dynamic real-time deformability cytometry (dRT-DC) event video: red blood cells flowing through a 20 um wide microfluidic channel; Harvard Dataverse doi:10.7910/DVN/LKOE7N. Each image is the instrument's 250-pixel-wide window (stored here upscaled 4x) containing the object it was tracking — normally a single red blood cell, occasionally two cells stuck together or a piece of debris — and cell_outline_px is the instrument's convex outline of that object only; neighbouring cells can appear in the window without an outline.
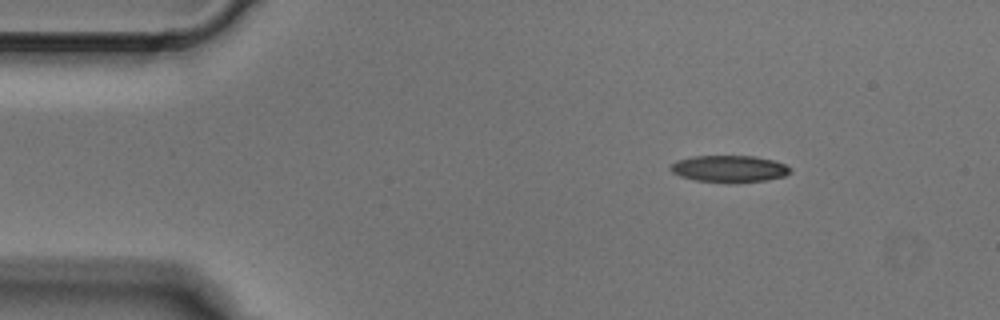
{"species": "Egyptian fruit bat (a non-hibernating species)", "species_latin": "Rousettus aegyptiacus", "temperature_condition": "cold", "stored_images_in_passage": 5, "segment_of_instrument_passage": [2, 2], "camera_frame_rate_fps": 3000, "um_per_image_px": 0.085, "animal": {"sex": "male"}, "frame": {"image": 1, "passage_image": 5, "time_ms": 1.333, "image_size_px": [1000, 320], "cell_outline_px": [[792, 172], [784, 176], [768, 180], [728, 184], [724, 184], [696, 180], [680, 176], [672, 172], [668, 168], [676, 160], [692, 156], [756, 156], [772, 160], [784, 164], [792, 168]], "centroid_in_image_um": [61.99, 14.36], "position_along_channel_um": 23.0, "area_um2": 19.13}}